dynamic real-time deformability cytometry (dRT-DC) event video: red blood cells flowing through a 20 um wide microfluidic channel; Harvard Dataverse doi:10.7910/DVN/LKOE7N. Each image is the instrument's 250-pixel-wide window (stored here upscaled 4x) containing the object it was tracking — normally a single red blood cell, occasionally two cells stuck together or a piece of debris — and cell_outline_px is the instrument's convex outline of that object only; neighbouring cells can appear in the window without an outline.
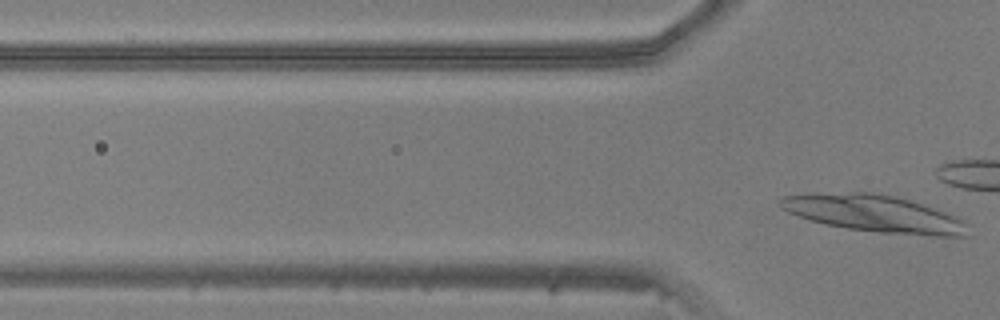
{"species": "common noctule bat (a hibernating species)", "species_latin": "Nyctalus noctula", "temperature_condition": "warm", "stored_images_in_passage": 7, "camera_frame_rate_fps": 3000, "um_per_image_px": 0.085, "animal": {"sex": "male", "body_mass_g": 20.5, "forearm_length_mm": 52.5}, "frame": {"image": 1, "passage_image": 3, "time_ms": 0.667, "image_size_px": [1000, 320], "cell_outline_px": [[364, 284], [336, 288], [220, 284], [220, 280], [228, 276], [332, 268], [356, 276]], "centroid_in_image_um": [25.26, 23.72], "position_along_channel_um": 100.5, "area_um2": 13.76}}